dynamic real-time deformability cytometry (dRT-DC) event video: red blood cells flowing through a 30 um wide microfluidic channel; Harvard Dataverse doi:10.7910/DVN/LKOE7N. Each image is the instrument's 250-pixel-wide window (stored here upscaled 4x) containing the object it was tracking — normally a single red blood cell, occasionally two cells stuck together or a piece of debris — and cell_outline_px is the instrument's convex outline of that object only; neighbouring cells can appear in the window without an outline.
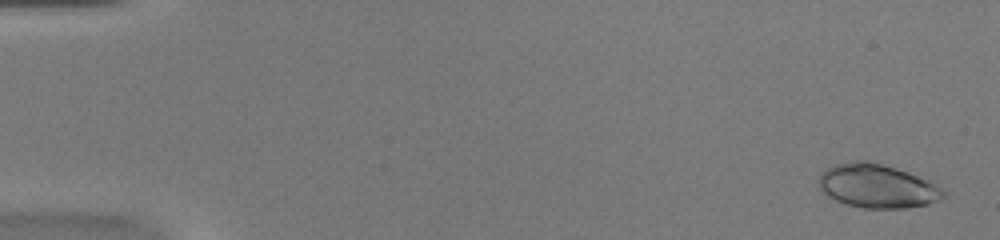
{"species": "common noctule bat (a hibernating species)", "species_latin": "Nyctalus noctula", "temperature_condition": "warm", "stored_images_in_passage": 52, "camera_frame_rate_fps": 3000, "um_per_image_px": 0.085, "animal": {"sex": "female", "body_mass_g": 20.0, "forearm_length_mm": 54.0}, "frame": {"image": 1, "passage_image": 2, "time_ms": 0.333, "image_size_px": [1000, 240], "cell_outline_px": [[944, 196], [940, 200], [928, 204], [908, 208], [864, 208], [844, 204], [828, 196], [820, 188], [820, 172], [836, 164], [852, 160], [868, 160], [896, 168], [908, 172], [928, 180], [940, 188], [944, 192]], "centroid_in_image_um": [74.55, 15.81], "position_along_channel_um": 10.4, "area_um2": 31.67}}